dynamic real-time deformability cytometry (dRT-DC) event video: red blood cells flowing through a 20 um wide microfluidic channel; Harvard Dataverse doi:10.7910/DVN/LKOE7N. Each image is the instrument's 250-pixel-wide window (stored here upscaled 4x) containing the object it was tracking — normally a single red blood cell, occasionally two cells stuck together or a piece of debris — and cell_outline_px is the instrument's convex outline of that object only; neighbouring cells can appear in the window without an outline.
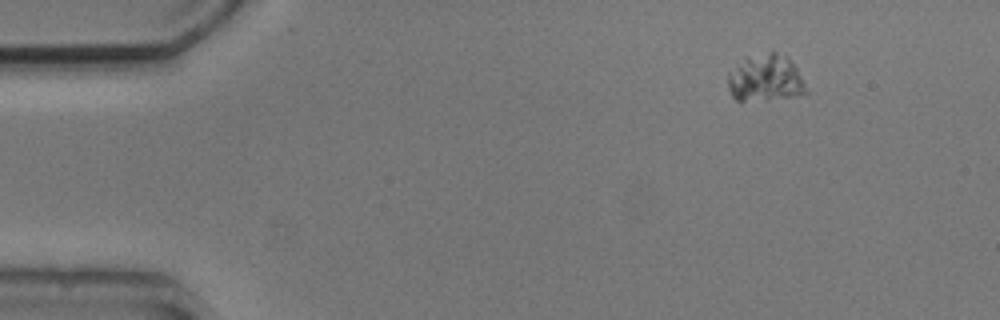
{"species": "common noctule bat (a hibernating species)", "species_latin": "Nyctalus noctula", "temperature_condition": "cold", "stored_images_in_passage": 6, "segment_of_instrument_passage": [2, 2], "camera_frame_rate_fps": 3000, "um_per_image_px": 0.085, "animal": {"sex": "male", "body_mass_g": 20.5, "forearm_length_mm": 52.5}, "frame": {"image": 1, "passage_image": 6, "time_ms": 6.0, "image_size_px": [1000, 320], "cell_outline_px": [[808, 92], [792, 96], [744, 100], [736, 100], [732, 96], [728, 88], [728, 72], [744, 56], [772, 48], [788, 56], [796, 68]], "centroid_in_image_um": [65.02, 6.54], "position_along_channel_um": 20.0, "area_um2": 21.68}}